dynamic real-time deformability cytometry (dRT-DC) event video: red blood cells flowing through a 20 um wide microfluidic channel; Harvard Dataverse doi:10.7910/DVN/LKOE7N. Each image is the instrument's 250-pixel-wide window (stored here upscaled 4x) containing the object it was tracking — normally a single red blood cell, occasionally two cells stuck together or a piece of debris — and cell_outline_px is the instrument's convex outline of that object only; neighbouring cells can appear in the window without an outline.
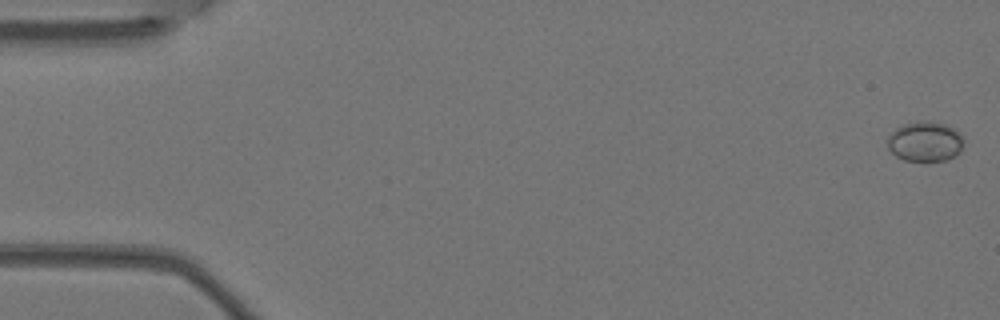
{"species": "Egyptian fruit bat (a non-hibernating species)", "species_latin": "Rousettus aegyptiacus", "temperature_condition": "warm", "stored_images_in_passage": 3, "camera_frame_rate_fps": 3000, "um_per_image_px": 0.085, "animal": {"sex": "female"}, "frame": {"image": 1, "passage_image": 1, "time_ms": 0.0, "image_size_px": [1000, 320], "cell_outline_px": [[964, 144], [960, 152], [948, 160], [904, 160], [896, 156], [888, 148], [888, 136], [896, 128], [904, 124], [916, 120], [920, 120], [944, 124], [960, 132], [964, 136]], "centroid_in_image_um": [78.66, 12.02], "position_along_channel_um": 6.3, "area_um2": 17.8}}